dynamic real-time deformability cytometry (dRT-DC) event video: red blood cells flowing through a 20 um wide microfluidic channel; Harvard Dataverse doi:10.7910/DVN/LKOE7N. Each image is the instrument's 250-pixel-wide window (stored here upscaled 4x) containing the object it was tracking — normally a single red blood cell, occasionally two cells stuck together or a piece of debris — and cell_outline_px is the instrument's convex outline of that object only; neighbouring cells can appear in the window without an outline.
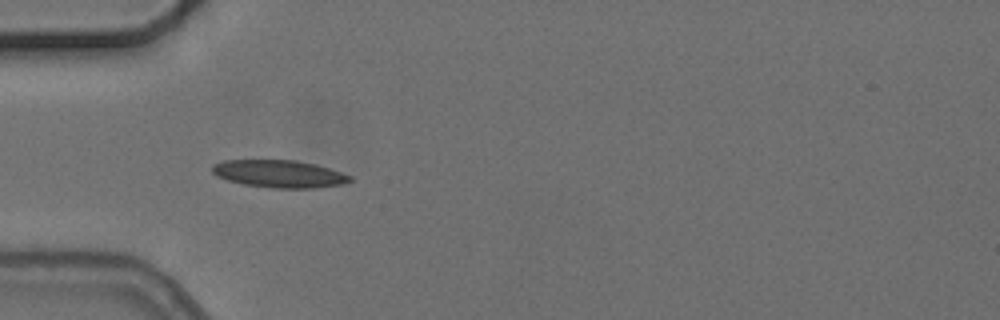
{"species": "common noctule bat (a hibernating species)", "species_latin": "Nyctalus noctula", "temperature_condition": "cold", "stored_images_in_passage": 5, "camera_frame_rate_fps": 3000, "um_per_image_px": 0.085, "animal": {"sex": "female", "body_mass_g": 24.6, "forearm_length_mm": 56.2}, "frame": {"image": 1, "passage_image": 4, "time_ms": 4.0, "image_size_px": [1000, 320], "cell_outline_px": [[352, 180], [340, 184], [312, 188], [272, 188], [244, 184], [228, 180], [216, 176], [212, 172], [212, 164], [224, 160], [296, 160], [316, 164], [352, 176]], "centroid_in_image_um": [23.7, 14.77], "position_along_channel_um": 61.3, "area_um2": 21.96}}
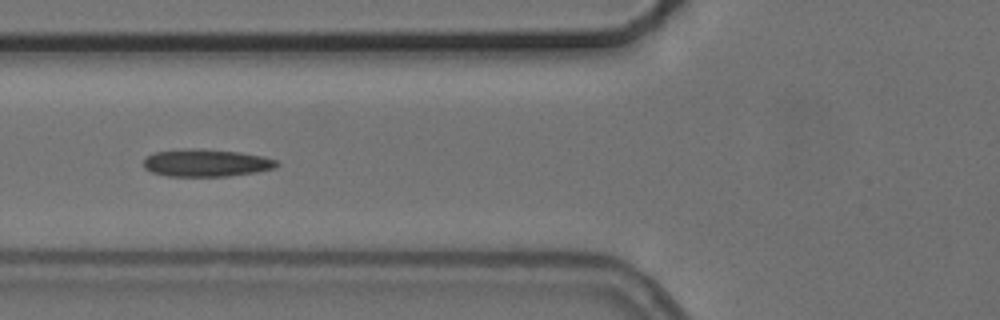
{"frame": {"image": 2, "passage_image": 5, "time_ms": 5.333, "image_size_px": [1000, 320], "cell_outline_px": [[280, 164], [276, 168], [256, 172], [228, 176], [168, 176], [152, 172], [144, 168], [144, 160], [148, 156], [156, 152], [188, 148], [200, 148], [240, 152], [264, 156], [276, 160]], "centroid_in_image_um": [17.57, 13.84], "position_along_channel_um": 108.2, "area_um2": 21.39}}